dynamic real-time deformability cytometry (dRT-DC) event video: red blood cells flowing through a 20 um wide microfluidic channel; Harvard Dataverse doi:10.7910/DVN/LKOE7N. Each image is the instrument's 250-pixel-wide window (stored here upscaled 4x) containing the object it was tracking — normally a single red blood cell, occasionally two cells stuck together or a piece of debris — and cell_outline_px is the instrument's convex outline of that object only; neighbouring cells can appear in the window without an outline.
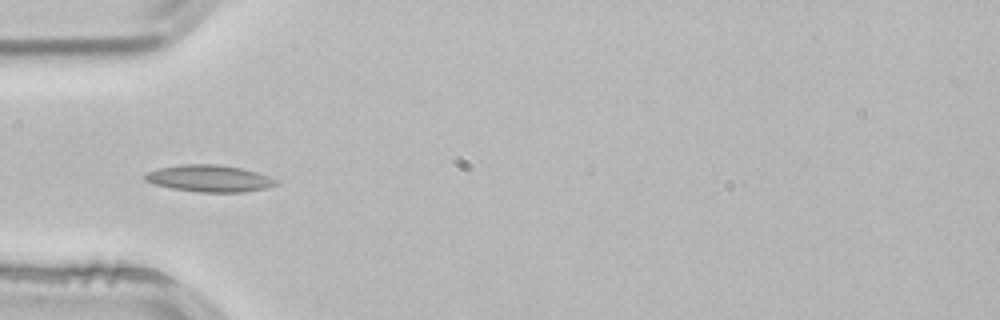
{"species": "common noctule bat (a hibernating species)", "species_latin": "Nyctalus noctula", "temperature_condition": "room temperature", "stored_images_in_passage": 4, "camera_frame_rate_fps": 3000, "um_per_image_px": 0.085, "animal": {"sex": "male", "body_mass_g": 21.5, "forearm_length_mm": 52.0}, "frame": {"image": 1, "passage_image": 4, "time_ms": 1.0, "image_size_px": [1000, 320], "cell_outline_px": [[280, 184], [268, 188], [244, 192], [200, 192], [172, 188], [152, 184], [144, 180], [144, 176], [148, 172], [160, 168], [180, 164], [216, 164], [240, 168], [256, 172], [268, 176], [276, 180]], "centroid_in_image_um": [17.8, 15.17], "position_along_channel_um": 67.2, "area_um2": 20.46}}